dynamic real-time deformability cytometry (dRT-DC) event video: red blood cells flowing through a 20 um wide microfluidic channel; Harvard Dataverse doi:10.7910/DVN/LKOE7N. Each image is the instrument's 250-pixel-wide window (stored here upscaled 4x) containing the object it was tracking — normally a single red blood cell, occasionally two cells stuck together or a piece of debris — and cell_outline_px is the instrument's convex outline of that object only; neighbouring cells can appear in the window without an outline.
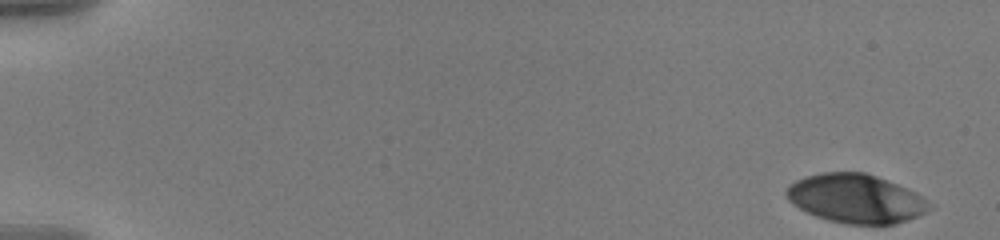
{"species": "human", "species_latin": "Homo sapiens", "temperature_condition": "warm", "stored_images_in_passage": 56, "camera_frame_rate_fps": 3000, "um_per_image_px": 0.085, "donor": {"sex": "male"}, "frame": {"image": 1, "passage_image": 1, "time_ms": 0.0, "image_size_px": [1000, 240], "cell_outline_px": [[932, 208], [908, 220], [896, 224], [848, 224], [828, 220], [816, 216], [792, 204], [788, 200], [784, 192], [788, 184], [796, 180], [808, 176], [824, 172], [864, 172], [876, 176], [896, 184], [928, 200]], "centroid_in_image_um": [72.7, 16.88], "position_along_channel_um": 12.3, "area_um2": 40.34}}
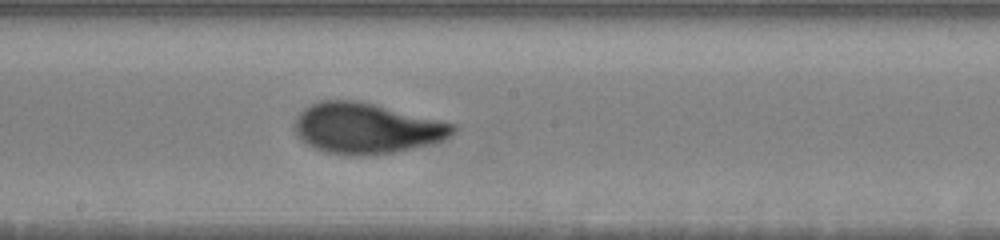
{"frame": {"image": 2, "passage_image": 32, "time_ms": 10.333, "image_size_px": [1000, 240], "cell_outline_px": [[456, 132], [444, 140], [396, 152], [368, 156], [348, 156], [328, 152], [316, 148], [308, 144], [296, 136], [296, 116], [304, 108], [316, 100], [356, 100], [456, 124]], "centroid_in_image_um": [31.14, 10.91], "position_along_channel_um": 217.1, "area_um2": 46.64}}
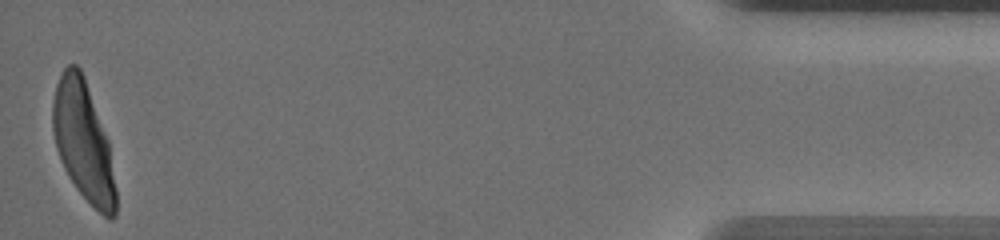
{"frame": {"image": 3, "passage_image": 56, "time_ms": 18.333, "image_size_px": [1000, 240], "cell_outline_px": [[116, 216], [112, 220], [108, 220], [76, 188], [68, 176], [60, 160], [56, 148], [52, 128], [52, 104], [56, 84], [64, 68], [68, 64], [76, 64], [80, 68], [84, 76], [108, 140], [116, 192]], "centroid_in_image_um": [7.06, 12.01], "position_along_channel_um": 428.1, "area_um2": 43.47}, "authors_computed_cell_mechanics": {"area_um2": 44.1303, "velocity_mm_per_s": 3.5659, "shape_relaxation_time_tau1_ms": 4.437, "shape_relaxation_time_tau2_ms": null, "deformation_change_tau1": 0.2152, "deformation_change_tau2": null}}